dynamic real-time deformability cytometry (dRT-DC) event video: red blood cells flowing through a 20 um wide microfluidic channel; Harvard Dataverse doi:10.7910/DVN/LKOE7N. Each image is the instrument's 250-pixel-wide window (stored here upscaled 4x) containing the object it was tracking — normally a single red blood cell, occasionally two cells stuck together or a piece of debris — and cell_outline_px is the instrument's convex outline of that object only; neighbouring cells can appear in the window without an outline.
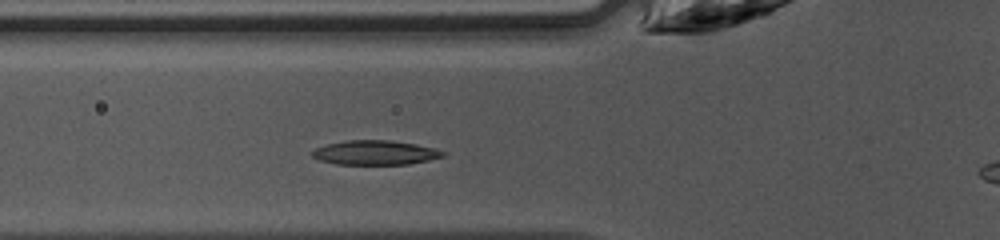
{"species": "common noctule bat (a hibernating species)", "species_latin": "Nyctalus noctula", "temperature_condition": "warm", "stored_images_in_passage": 26, "camera_frame_rate_fps": 3000, "um_per_image_px": 0.085, "animal": {"sex": "female", "body_mass_g": 10.0, "forearm_length_mm": 53.1}, "frame": {"image": 1, "passage_image": 3, "time_ms": 0.667, "image_size_px": [1000, 240], "cell_outline_px": [[448, 152], [444, 156], [428, 160], [408, 164], [336, 164], [320, 160], [312, 156], [312, 152], [316, 148], [328, 144], [344, 140], [388, 140], [416, 144]], "centroid_in_image_um": [31.9, 12.97], "position_along_channel_um": 93.9, "area_um2": 18.44}}
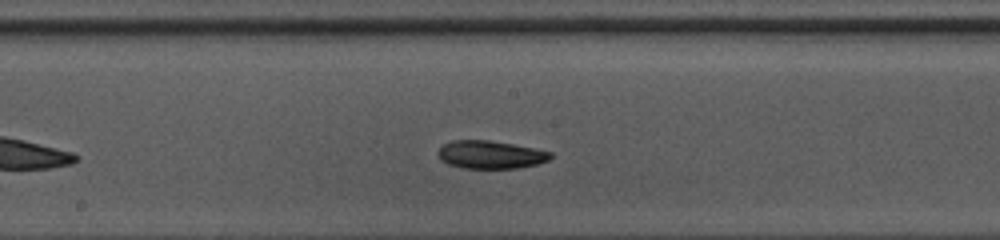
{"frame": {"image": 2, "passage_image": 11, "time_ms": 3.333, "image_size_px": [1000, 240], "cell_outline_px": [[552, 156], [548, 160], [536, 164], [520, 168], [464, 168], [448, 164], [440, 160], [436, 156], [436, 152], [444, 144], [452, 140], [488, 140], [512, 144], [552, 152]], "centroid_in_image_um": [41.64, 13.15], "position_along_channel_um": 206.6, "area_um2": 18.32}}
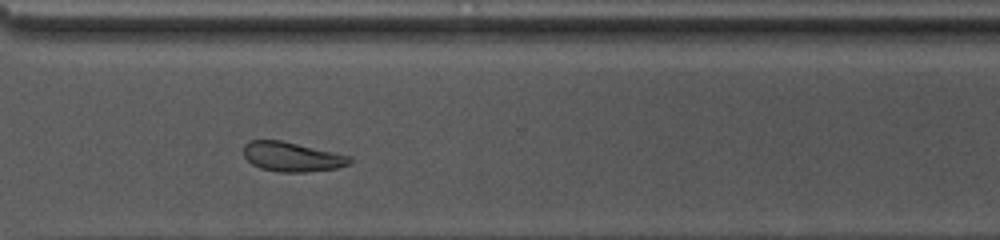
{"frame": {"image": 3, "passage_image": 21, "time_ms": 6.667, "image_size_px": [1000, 240], "cell_outline_px": [[352, 160], [348, 164], [336, 168], [304, 172], [280, 172], [260, 168], [252, 164], [244, 156], [244, 144], [248, 140], [280, 140], [352, 156]], "centroid_in_image_um": [24.8, 13.32], "position_along_channel_um": 345.8, "area_um2": 18.15}, "authors_computed_cell_mechanics": {"area_um2": 18.5249, "velocity_mm_per_s": 4.1933, "shape_relaxation_time_tau1_ms": 1.8216, "shape_relaxation_time_tau2_ms": null, "deformation_change_tau1": 0.1007, "deformation_change_tau2": null}}